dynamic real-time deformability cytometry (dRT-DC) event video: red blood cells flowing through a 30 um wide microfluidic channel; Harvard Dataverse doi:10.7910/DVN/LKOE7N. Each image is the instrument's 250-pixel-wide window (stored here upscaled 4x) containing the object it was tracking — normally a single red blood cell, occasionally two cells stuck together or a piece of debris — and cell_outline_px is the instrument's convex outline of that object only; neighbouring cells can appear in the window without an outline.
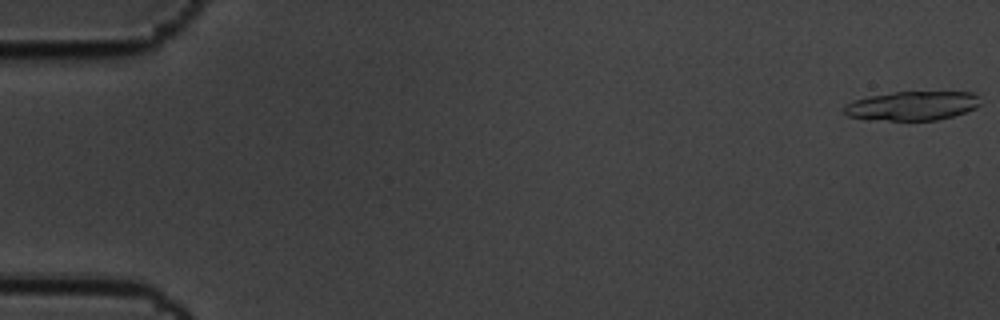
{"species": "common noctule bat (a hibernating species)", "species_latin": "Nyctalus noctula", "temperature_condition": "cold", "stored_images_in_passage": 45, "camera_frame_rate_fps": 3000, "um_per_image_px": 0.085, "animal": {"sex": "male", "body_mass_g": 19.5, "forearm_length_mm": 54.6}, "frame": {"image": 1, "passage_image": 1, "time_ms": 0.0, "image_size_px": [1000, 320], "cell_outline_px": [[980, 104], [976, 108], [952, 116], [936, 120], [868, 120], [848, 116], [844, 112], [844, 104], [852, 100], [868, 96], [892, 92], [976, 92]], "centroid_in_image_um": [77.49, 8.99], "position_along_channel_um": 7.5, "area_um2": 23.24}}
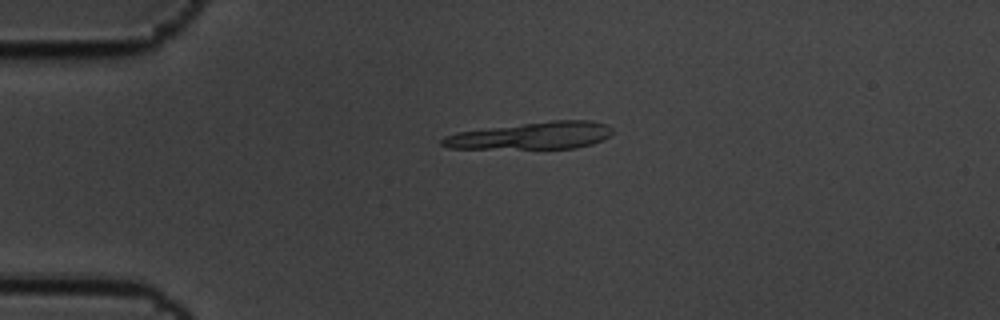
{"frame": {"image": 2, "passage_image": 14, "time_ms": 4.333, "image_size_px": [1000, 320], "cell_outline_px": [[612, 132], [608, 136], [592, 144], [576, 148], [448, 148], [440, 144], [440, 140], [444, 136], [456, 132], [552, 120], [588, 120], [608, 124], [612, 128]], "centroid_in_image_um": [45.19, 11.52], "position_along_channel_um": 39.8, "area_um2": 26.76}}